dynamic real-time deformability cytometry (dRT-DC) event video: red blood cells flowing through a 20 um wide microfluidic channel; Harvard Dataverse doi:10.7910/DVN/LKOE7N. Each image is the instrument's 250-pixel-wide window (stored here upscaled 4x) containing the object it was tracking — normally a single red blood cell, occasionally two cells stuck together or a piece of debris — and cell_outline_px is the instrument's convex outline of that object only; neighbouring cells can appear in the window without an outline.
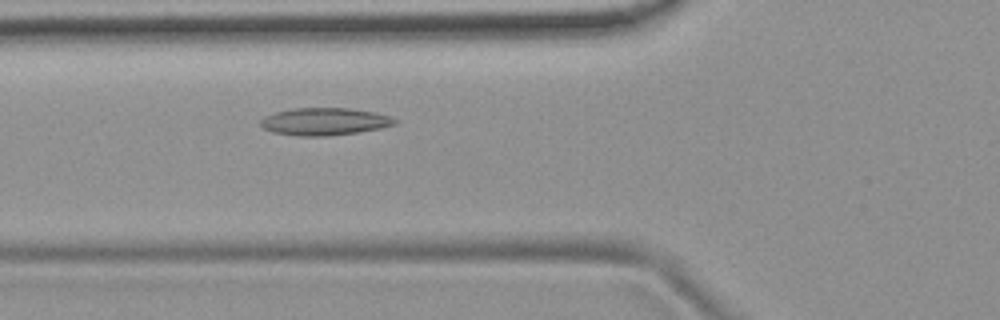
{"species": "common noctule bat (a hibernating species)", "species_latin": "Nyctalus noctula", "temperature_condition": "room temperature", "stored_images_in_passage": 44, "camera_frame_rate_fps": 3000, "um_per_image_px": 0.085, "animal": {"sex": "female", "body_mass_g": 19.9}, "frame": {"image": 1, "passage_image": 10, "time_ms": 3.0, "image_size_px": [1000, 320], "cell_outline_px": [[396, 124], [380, 128], [360, 132], [328, 136], [300, 136], [272, 132], [264, 128], [260, 124], [260, 120], [264, 116], [276, 112], [292, 108], [348, 108], [376, 112], [392, 116], [396, 120]], "centroid_in_image_um": [27.6, 10.33], "position_along_channel_um": 98.2, "area_um2": 21.56}}
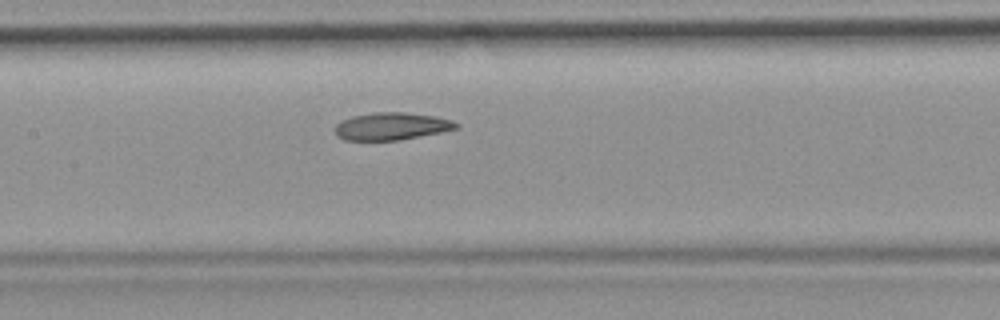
{"frame": {"image": 2, "passage_image": 16, "time_ms": 5.0, "image_size_px": [1000, 320], "cell_outline_px": [[460, 128], [400, 140], [344, 140], [336, 136], [336, 124], [352, 116], [376, 112], [404, 112], [436, 116], [452, 120], [460, 124]], "centroid_in_image_um": [33.32, 10.73], "position_along_channel_um": 174.1, "area_um2": 19.36}}
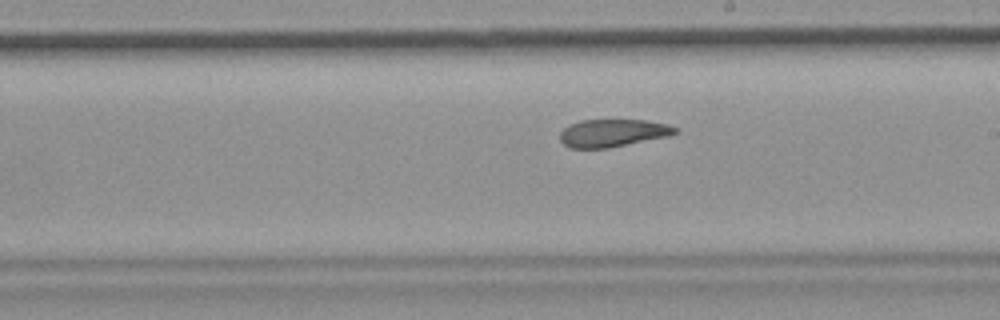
{"frame": {"image": 3, "passage_image": 21, "time_ms": 6.667, "image_size_px": [1000, 320], "cell_outline_px": [[680, 132], [668, 136], [608, 148], [568, 148], [560, 140], [560, 132], [568, 124], [580, 120], [644, 120], [668, 124], [676, 128]], "centroid_in_image_um": [52.06, 11.3], "position_along_channel_um": 236.9, "area_um2": 18.61}, "authors_computed_cell_mechanics": {"area_um2": 20.2878, "velocity_mm_per_s": 3.7801, "shape_relaxation_time_tau1_ms": null, "shape_relaxation_time_tau2_ms": 3.5601, "deformation_change_tau1": null, "deformation_change_tau2": 0.0968}}